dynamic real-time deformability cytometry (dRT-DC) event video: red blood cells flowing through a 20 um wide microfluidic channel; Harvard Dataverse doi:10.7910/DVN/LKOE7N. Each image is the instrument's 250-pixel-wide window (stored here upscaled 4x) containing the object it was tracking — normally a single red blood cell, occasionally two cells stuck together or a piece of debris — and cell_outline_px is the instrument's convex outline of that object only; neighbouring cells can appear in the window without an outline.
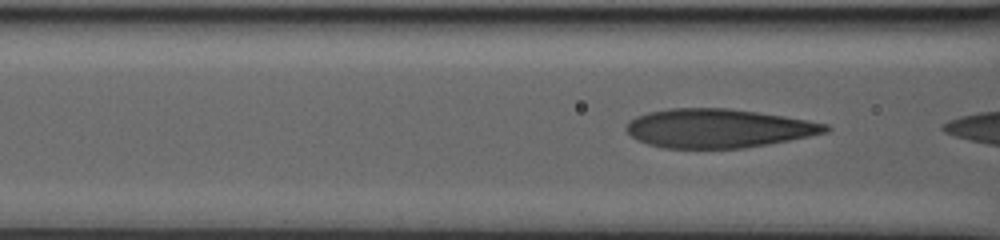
{"species": "human", "species_latin": "Homo sapiens", "temperature_condition": "warm", "stored_images_in_passage": 7, "camera_frame_rate_fps": 3000, "um_per_image_px": 0.085, "donor": {"sex": "male"}, "frame": {"image": 1, "passage_image": 4, "time_ms": 1.0, "image_size_px": [1000, 240], "cell_outline_px": [[832, 128], [828, 132], [768, 144], [744, 148], [664, 148], [648, 144], [636, 140], [624, 128], [628, 120], [636, 116], [648, 112], [668, 108], [728, 108], [784, 116], [808, 120], [828, 124]], "centroid_in_image_um": [61.02, 10.9], "position_along_channel_um": 105.6, "area_um2": 45.2}}